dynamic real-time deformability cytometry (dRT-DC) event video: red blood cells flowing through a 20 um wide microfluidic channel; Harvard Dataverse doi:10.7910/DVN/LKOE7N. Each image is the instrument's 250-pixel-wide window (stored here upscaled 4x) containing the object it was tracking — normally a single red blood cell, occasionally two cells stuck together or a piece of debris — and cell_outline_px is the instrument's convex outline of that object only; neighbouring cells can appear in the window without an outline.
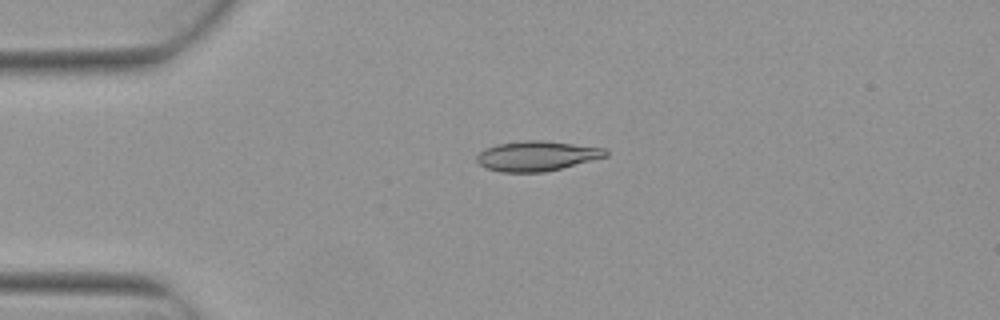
{"species": "Egyptian fruit bat (a non-hibernating species)", "species_latin": "Rousettus aegyptiacus", "temperature_condition": "warm", "stored_images_in_passage": 4, "camera_frame_rate_fps": 3000, "um_per_image_px": 0.085, "animal": {"sex": "female"}, "frame": {"image": 1, "passage_image": 3, "time_ms": 0.667, "image_size_px": [1000, 320], "cell_outline_px": [[608, 156], [544, 172], [500, 172], [484, 168], [476, 160], [476, 156], [480, 152], [496, 144], [524, 140], [540, 140], [604, 148], [608, 152]], "centroid_in_image_um": [45.59, 13.26], "position_along_channel_um": 39.4, "area_um2": 22.25}}